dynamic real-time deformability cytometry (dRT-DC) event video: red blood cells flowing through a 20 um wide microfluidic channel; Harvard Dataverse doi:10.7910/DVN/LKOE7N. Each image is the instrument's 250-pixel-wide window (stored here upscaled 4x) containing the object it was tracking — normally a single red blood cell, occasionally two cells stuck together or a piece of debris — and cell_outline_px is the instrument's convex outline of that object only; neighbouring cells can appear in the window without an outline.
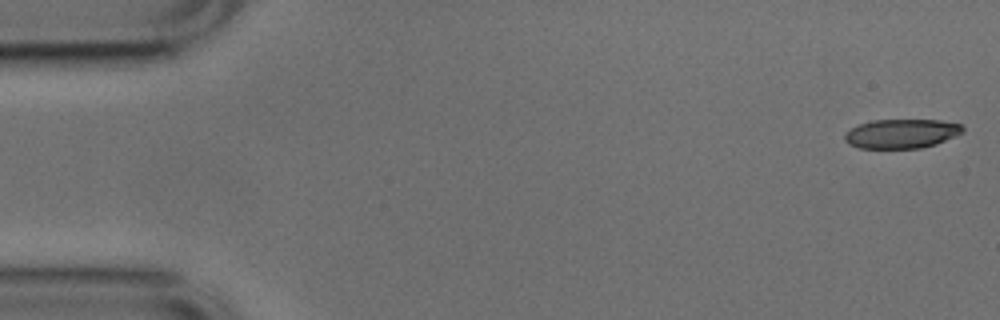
{"species": "common noctule bat (a hibernating species)", "species_latin": "Nyctalus noctula", "temperature_condition": "cold", "stored_images_in_passage": 6, "camera_frame_rate_fps": 3000, "um_per_image_px": 0.085, "animal": {"sex": "male", "body_mass_g": 17.9, "forearm_length_mm": 54.2}, "frame": {"image": 1, "passage_image": 1, "time_ms": 0.0, "image_size_px": [1000, 320], "cell_outline_px": [[964, 132], [956, 136], [936, 144], [920, 148], [860, 148], [848, 144], [844, 140], [844, 132], [860, 124], [872, 120], [940, 120], [960, 124], [964, 128]], "centroid_in_image_um": [76.62, 11.36], "position_along_channel_um": 8.4, "area_um2": 20.17}}
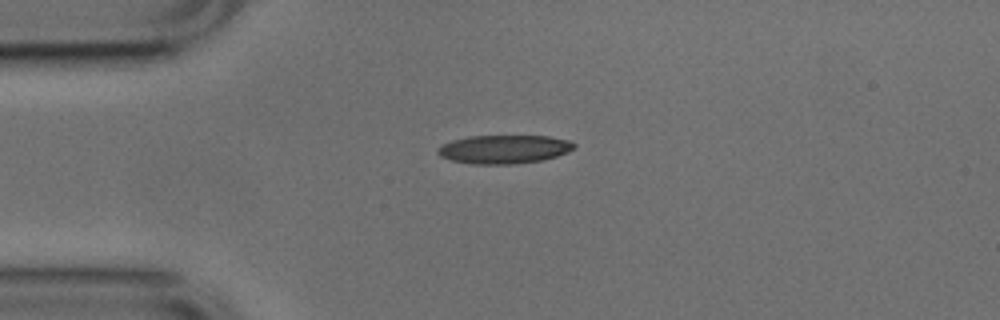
{"frame": {"image": 2, "passage_image": 4, "time_ms": 1.0, "image_size_px": [1000, 320], "cell_outline_px": [[576, 148], [568, 152], [556, 156], [540, 160], [512, 164], [472, 164], [452, 160], [440, 156], [436, 152], [444, 144], [452, 140], [468, 136], [548, 136], [572, 140], [576, 144]], "centroid_in_image_um": [42.89, 12.68], "position_along_channel_um": 42.1, "area_um2": 22.66}}
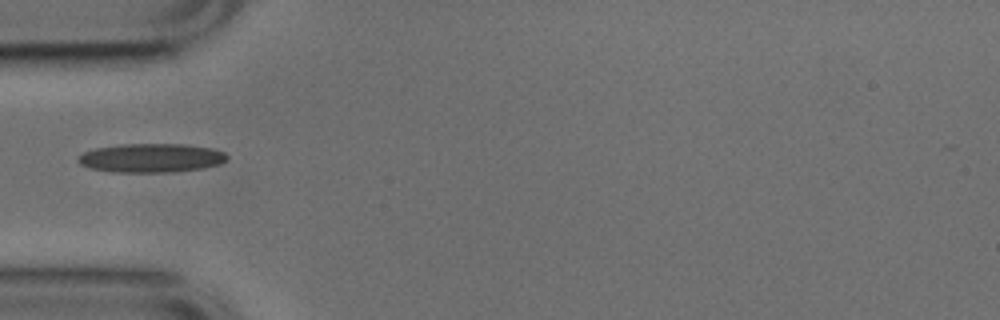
{"frame": {"image": 3, "passage_image": 5, "time_ms": 1.333, "image_size_px": [1000, 320], "cell_outline_px": [[228, 160], [220, 164], [200, 168], [172, 172], [112, 172], [92, 168], [80, 164], [76, 160], [76, 156], [84, 152], [96, 148], [120, 144], [184, 144], [212, 148], [224, 152], [228, 156]], "centroid_in_image_um": [12.84, 13.42], "position_along_channel_um": 72.2, "area_um2": 25.14}}